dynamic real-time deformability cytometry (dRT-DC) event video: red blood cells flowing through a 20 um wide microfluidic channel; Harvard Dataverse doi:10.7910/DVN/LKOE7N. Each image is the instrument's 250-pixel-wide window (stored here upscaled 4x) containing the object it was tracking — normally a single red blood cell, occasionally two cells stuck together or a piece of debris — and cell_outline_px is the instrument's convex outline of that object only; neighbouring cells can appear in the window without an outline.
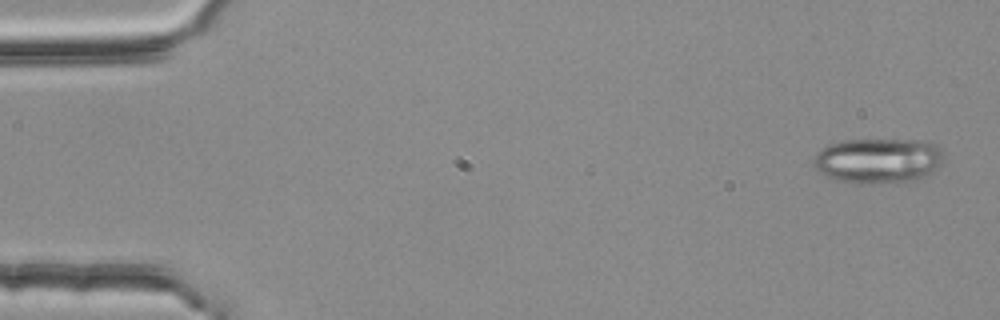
{"species": "common noctule bat (a hibernating species)", "species_latin": "Nyctalus noctula", "temperature_condition": "room temperature", "stored_images_in_passage": 3, "camera_frame_rate_fps": 3000, "um_per_image_px": 0.085, "animal": {"sex": "female", "body_mass_g": 25.1}, "frame": {"image": 1, "passage_image": 1, "time_ms": 0.0, "image_size_px": [1000, 320], "cell_outline_px": [[940, 160], [936, 172], [928, 176], [916, 180], [860, 184], [836, 180], [824, 176], [812, 168], [812, 160], [816, 152], [820, 148], [828, 144], [844, 140], [924, 140], [936, 144], [940, 148]], "centroid_in_image_um": [74.57, 13.66], "position_along_channel_um": 10.4, "area_um2": 34.68}}